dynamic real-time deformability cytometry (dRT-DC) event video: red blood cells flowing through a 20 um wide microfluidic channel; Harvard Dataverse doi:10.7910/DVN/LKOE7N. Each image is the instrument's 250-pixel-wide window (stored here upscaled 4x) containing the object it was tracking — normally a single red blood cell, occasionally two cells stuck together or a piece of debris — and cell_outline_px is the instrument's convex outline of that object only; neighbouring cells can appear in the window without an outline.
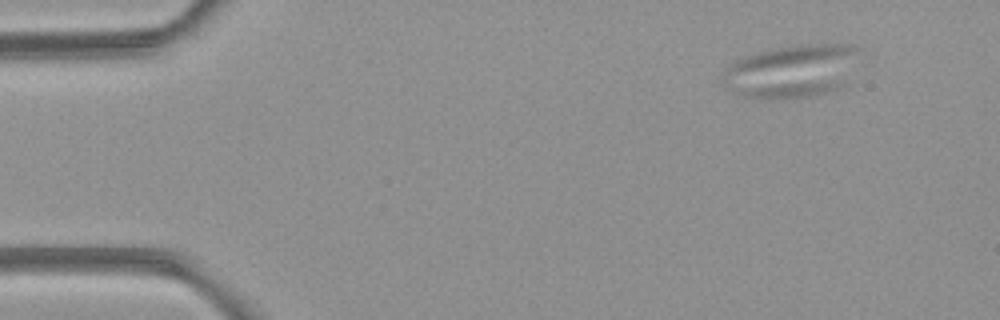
{"species": "common noctule bat (a hibernating species)", "species_latin": "Nyctalus noctula", "temperature_condition": "room temperature", "stored_images_in_passage": 5, "camera_frame_rate_fps": 3000, "um_per_image_px": 0.085, "animal": {"sex": "female", "body_mass_g": 21.9}, "frame": {"image": 1, "passage_image": 2, "time_ms": 1.333, "image_size_px": [1000, 320], "cell_outline_px": [[860, 48], [848, 84], [840, 88], [808, 96], [744, 96], [724, 84], [724, 68], [744, 56], [776, 48], [796, 44], [848, 44]], "centroid_in_image_um": [67.39, 5.99], "position_along_channel_um": 17.6, "area_um2": 41.21}}